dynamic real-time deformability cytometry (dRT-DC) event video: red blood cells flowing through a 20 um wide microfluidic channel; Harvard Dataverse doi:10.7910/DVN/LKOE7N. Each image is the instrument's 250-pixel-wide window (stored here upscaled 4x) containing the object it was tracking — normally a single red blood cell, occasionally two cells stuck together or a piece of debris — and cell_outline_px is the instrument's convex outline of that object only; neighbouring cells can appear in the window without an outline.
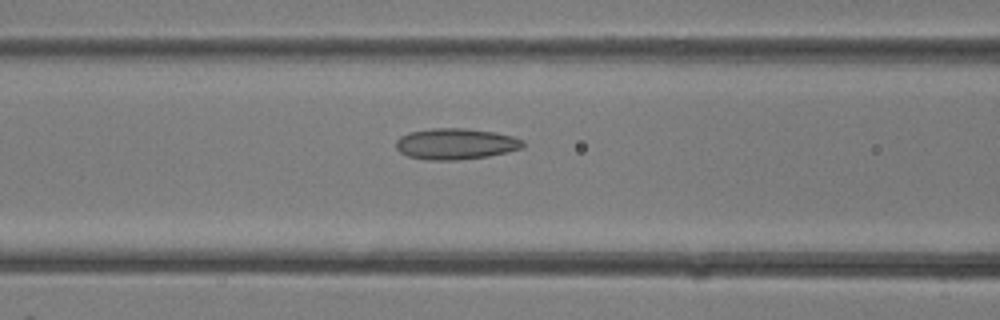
{"species": "common noctule bat (a hibernating species)", "species_latin": "Nyctalus noctula", "temperature_condition": "room temperature", "stored_images_in_passage": 31, "camera_frame_rate_fps": 3000, "um_per_image_px": 0.085, "animal": {"sex": "female"}, "frame": {"image": 1, "passage_image": 12, "time_ms": 3.667, "image_size_px": [1000, 320], "cell_outline_px": [[524, 148], [508, 152], [488, 156], [456, 160], [428, 160], [408, 156], [400, 152], [396, 148], [396, 140], [400, 136], [408, 132], [432, 128], [464, 128], [496, 132], [512, 136], [524, 140]], "centroid_in_image_um": [38.74, 12.22], "position_along_channel_um": 127.9, "area_um2": 23.18}}
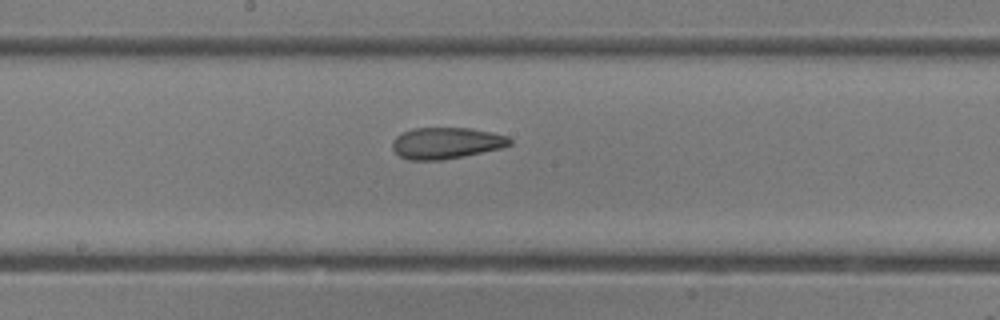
{"frame": {"image": 2, "passage_image": 16, "time_ms": 5.0, "image_size_px": [1000, 320], "cell_outline_px": [[512, 144], [504, 148], [464, 156], [440, 160], [408, 160], [400, 156], [392, 148], [392, 140], [396, 136], [412, 128], [472, 128], [492, 132], [508, 136], [512, 140]], "centroid_in_image_um": [37.96, 12.16], "position_along_channel_um": 210.2, "area_um2": 21.68}}
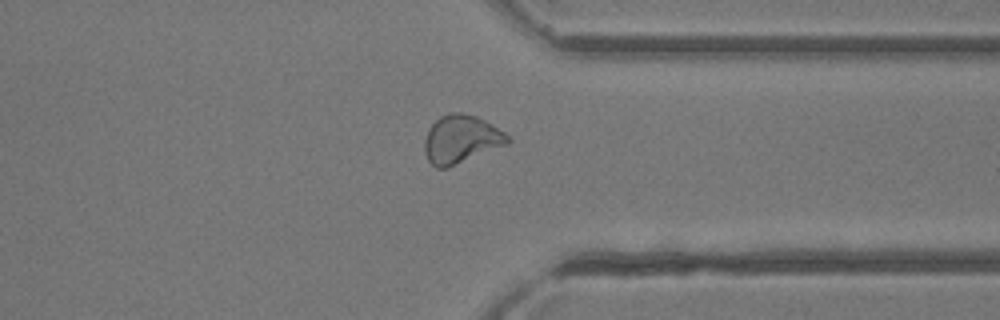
{"frame": {"image": 3, "passage_image": 24, "time_ms": 7.667, "image_size_px": [1000, 320], "cell_outline_px": [[512, 140], [508, 144], [448, 168], [436, 168], [428, 160], [424, 152], [424, 140], [428, 128], [440, 116], [448, 112], [460, 112], [476, 116], [484, 120], [504, 132]], "centroid_in_image_um": [39.17, 11.84], "position_along_channel_um": 372.2, "area_um2": 23.47}}